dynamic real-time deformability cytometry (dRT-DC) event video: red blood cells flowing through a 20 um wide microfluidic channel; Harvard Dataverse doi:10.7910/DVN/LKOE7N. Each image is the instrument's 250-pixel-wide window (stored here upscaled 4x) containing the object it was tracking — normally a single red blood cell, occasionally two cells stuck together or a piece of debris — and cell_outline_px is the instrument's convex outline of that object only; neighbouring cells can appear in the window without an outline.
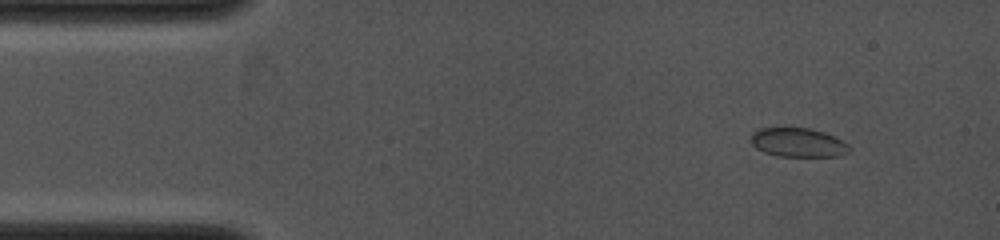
{"species": "common noctule bat (a hibernating species)", "species_latin": "Nyctalus noctula", "temperature_condition": "cold", "stored_images_in_passage": 28, "camera_frame_rate_fps": 4000, "um_per_image_px": 0.085, "animal": {"sex": "female", "body_mass_g": 19.0, "forearm_length_mm": 53.3}, "frame": {"image": 1, "passage_image": 1, "time_ms": 0.0, "image_size_px": [1000, 240], "cell_outline_px": [[852, 148], [848, 152], [840, 156], [776, 156], [764, 152], [756, 148], [752, 144], [752, 132], [760, 128], [808, 128], [824, 132], [836, 136], [848, 144]], "centroid_in_image_um": [67.87, 12.11], "position_along_channel_um": 17.1, "area_um2": 16.7}}
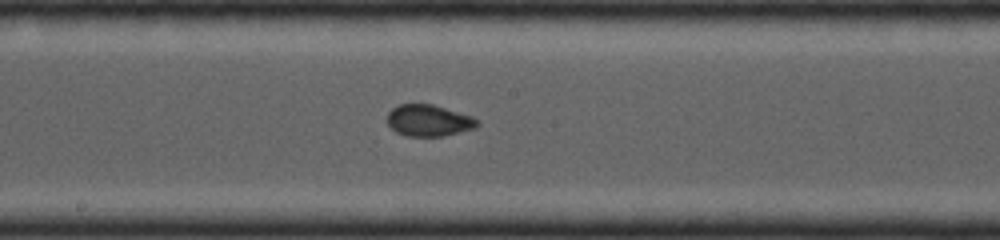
{"frame": {"image": 2, "passage_image": 14, "time_ms": 4.75, "image_size_px": [1000, 240], "cell_outline_px": [[480, 124], [476, 128], [440, 136], [408, 136], [396, 132], [388, 124], [388, 112], [392, 108], [400, 104], [432, 104], [472, 116], [480, 120]], "centroid_in_image_um": [36.46, 10.24], "position_along_channel_um": 211.7, "area_um2": 16.47}}
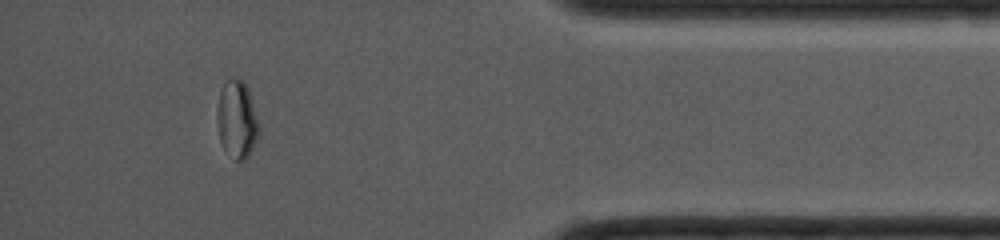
{"frame": {"image": 3, "passage_image": 24, "time_ms": 8.75, "image_size_px": [1000, 240], "cell_outline_px": [[260, 132], [248, 156], [244, 160], [236, 160], [224, 148], [220, 140], [216, 124], [216, 108], [220, 92], [224, 80], [232, 76], [240, 76], [248, 84], [252, 96], [260, 128]], "centroid_in_image_um": [20.14, 10.03], "position_along_channel_um": 415.1, "area_um2": 19.65}}